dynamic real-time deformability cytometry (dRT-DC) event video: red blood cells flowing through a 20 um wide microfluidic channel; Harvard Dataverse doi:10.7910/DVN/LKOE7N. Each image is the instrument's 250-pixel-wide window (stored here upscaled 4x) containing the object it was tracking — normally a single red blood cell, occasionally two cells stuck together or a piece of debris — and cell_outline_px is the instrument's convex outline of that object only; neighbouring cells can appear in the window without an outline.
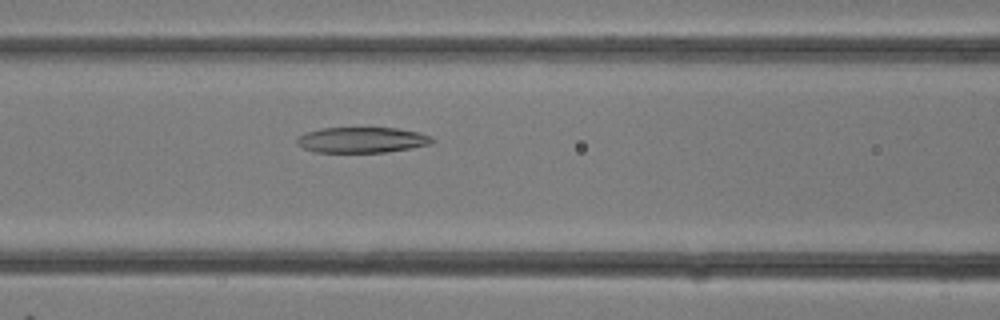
{"species": "common noctule bat (a hibernating species)", "species_latin": "Nyctalus noctula", "temperature_condition": "room temperature", "stored_images_in_passage": 6, "camera_frame_rate_fps": 3000, "um_per_image_px": 0.085, "animal": {"sex": "female"}, "frame": {"image": 1, "passage_image": 4, "time_ms": 1.0, "image_size_px": [1000, 320], "cell_outline_px": [[436, 140], [432, 144], [412, 148], [388, 152], [316, 152], [304, 148], [296, 144], [296, 136], [304, 132], [320, 128], [396, 128], [420, 132], [432, 136]], "centroid_in_image_um": [30.78, 11.89], "position_along_channel_um": 135.8, "area_um2": 20.52}}
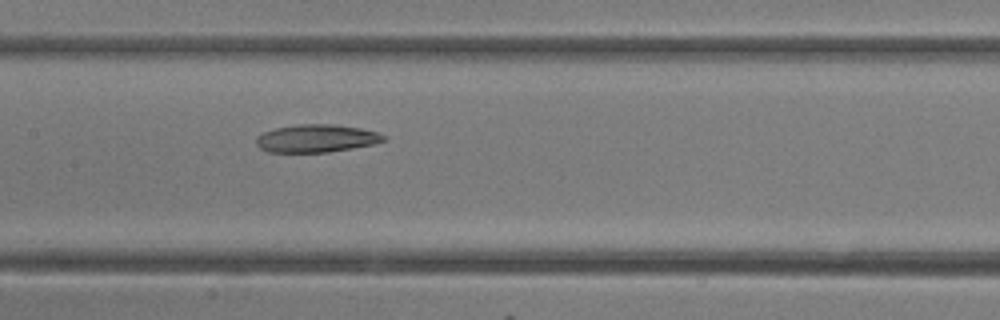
{"frame": {"image": 2, "passage_image": 6, "time_ms": 1.667, "image_size_px": [1000, 320], "cell_outline_px": [[388, 140], [372, 144], [352, 148], [328, 152], [268, 152], [260, 148], [256, 144], [256, 136], [264, 132], [276, 128], [296, 124], [336, 124], [360, 128], [376, 132], [388, 136]], "centroid_in_image_um": [26.91, 11.76], "position_along_channel_um": 180.5, "area_um2": 20.75}}